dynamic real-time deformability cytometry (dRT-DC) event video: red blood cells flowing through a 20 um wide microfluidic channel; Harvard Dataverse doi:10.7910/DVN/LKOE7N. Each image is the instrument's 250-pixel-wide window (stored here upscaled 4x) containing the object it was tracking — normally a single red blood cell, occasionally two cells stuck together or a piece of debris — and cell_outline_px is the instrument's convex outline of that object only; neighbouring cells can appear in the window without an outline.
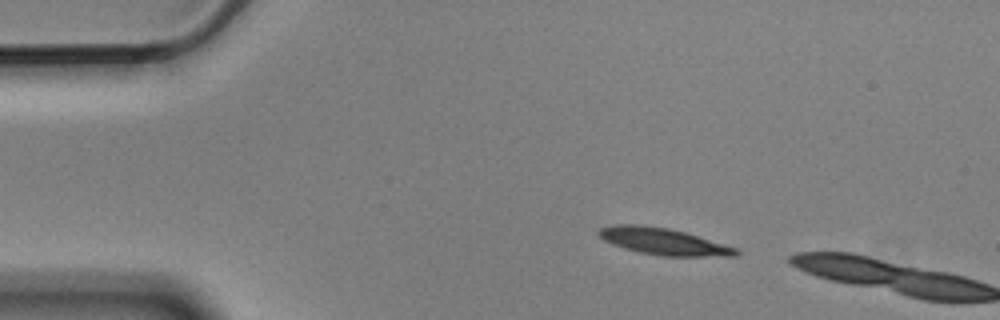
{"species": "Egyptian fruit bat (a non-hibernating species)", "species_latin": "Rousettus aegyptiacus", "temperature_condition": "cold", "stored_images_in_passage": 2, "camera_frame_rate_fps": 3000, "um_per_image_px": 0.085, "animal": {"sex": "male"}, "frame": {"image": 1, "passage_image": 1, "time_ms": 0.0, "image_size_px": [1000, 320], "cell_outline_px": [[740, 256], [660, 256], [640, 252], [624, 248], [612, 244], [604, 240], [596, 232], [600, 228], [616, 224], [640, 224], [668, 228], [684, 232], [740, 248]], "centroid_in_image_um": [56.43, 20.52], "position_along_channel_um": 28.6, "area_um2": 21.5}}